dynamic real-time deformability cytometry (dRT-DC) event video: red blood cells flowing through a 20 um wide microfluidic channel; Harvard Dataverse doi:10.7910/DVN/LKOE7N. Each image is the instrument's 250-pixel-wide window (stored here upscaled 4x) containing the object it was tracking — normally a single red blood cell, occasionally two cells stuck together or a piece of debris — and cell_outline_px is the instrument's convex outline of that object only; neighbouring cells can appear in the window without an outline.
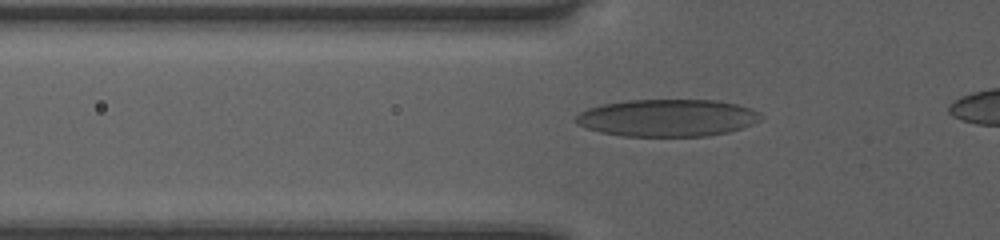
{"species": "human", "species_latin": "Homo sapiens", "temperature_condition": "room temperature", "stored_images_in_passage": 35, "camera_frame_rate_fps": 3000, "um_per_image_px": 0.085, "donor": {"sex": "female"}, "frame": {"image": 1, "passage_image": 7, "time_ms": 2.0, "image_size_px": [1000, 240], "cell_outline_px": [[764, 116], [760, 120], [752, 124], [728, 132], [704, 136], [624, 136], [600, 132], [576, 124], [572, 120], [580, 112], [588, 108], [600, 104], [624, 100], [716, 100], [736, 104], [752, 108], [760, 112]], "centroid_in_image_um": [56.71, 10.01], "position_along_channel_um": 69.1, "area_um2": 40.4}}
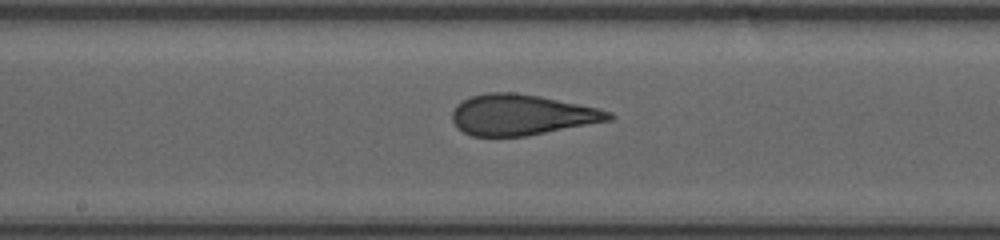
{"frame": {"image": 2, "passage_image": 17, "time_ms": 5.333, "image_size_px": [1000, 240], "cell_outline_px": [[616, 116], [612, 120], [528, 136], [472, 136], [464, 132], [452, 120], [452, 112], [456, 104], [472, 96], [488, 92], [516, 92], [540, 96], [600, 108], [612, 112]], "centroid_in_image_um": [44.39, 9.76], "position_along_channel_um": 203.8, "area_um2": 37.28}}
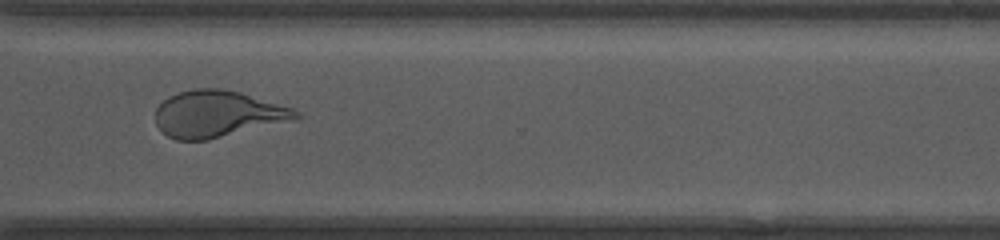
{"frame": {"image": 3, "passage_image": 28, "time_ms": 9.0, "image_size_px": [1000, 240], "cell_outline_px": [[300, 116], [296, 120], [208, 140], [176, 140], [160, 132], [156, 124], [156, 108], [168, 96], [180, 92], [196, 88], [220, 88], [240, 92], [292, 108], [300, 112]], "centroid_in_image_um": [18.48, 9.7], "position_along_channel_um": 352.1, "area_um2": 38.26}}